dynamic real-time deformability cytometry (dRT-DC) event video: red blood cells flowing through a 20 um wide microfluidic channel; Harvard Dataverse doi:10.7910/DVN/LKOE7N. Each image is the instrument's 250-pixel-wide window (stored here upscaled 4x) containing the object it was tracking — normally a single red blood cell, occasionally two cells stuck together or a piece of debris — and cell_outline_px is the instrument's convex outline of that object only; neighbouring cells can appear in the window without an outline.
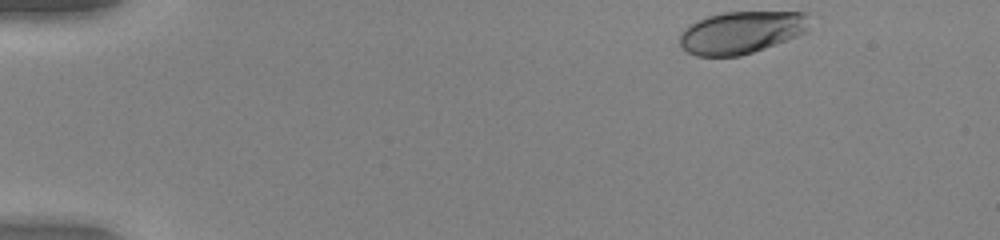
{"species": "human", "species_latin": "Homo sapiens", "temperature_condition": "warm", "stored_images_in_passage": 46, "camera_frame_rate_fps": 3000, "um_per_image_px": 0.085, "donor": {"sex": "female"}, "frame": {"image": 1, "passage_image": 1, "time_ms": 0.0, "image_size_px": [1000, 240], "cell_outline_px": [[820, 16], [804, 32], [796, 36], [764, 48], [740, 56], [696, 56], [688, 52], [680, 44], [680, 32], [688, 24], [708, 16], [724, 12], [808, 12]], "centroid_in_image_um": [63.11, 2.72], "position_along_channel_um": 21.9, "area_um2": 32.54}}
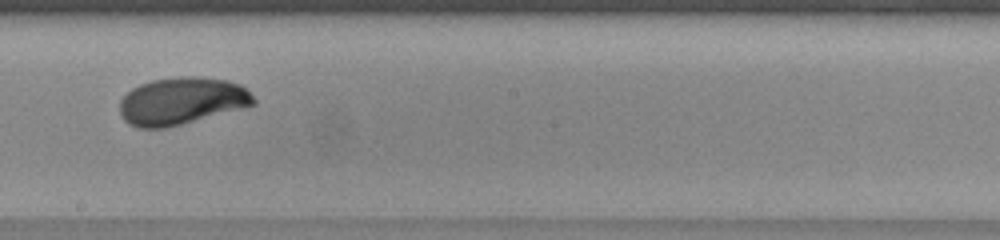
{"frame": {"image": 2, "passage_image": 25, "time_ms": 8.0, "image_size_px": [1000, 240], "cell_outline_px": [[256, 104], [244, 108], [164, 128], [136, 128], [128, 124], [124, 120], [120, 112], [120, 100], [132, 88], [140, 84], [152, 80], [180, 76], [192, 76], [228, 80], [240, 84], [256, 100]], "centroid_in_image_um": [15.43, 8.58], "position_along_channel_um": 232.8, "area_um2": 36.82}}
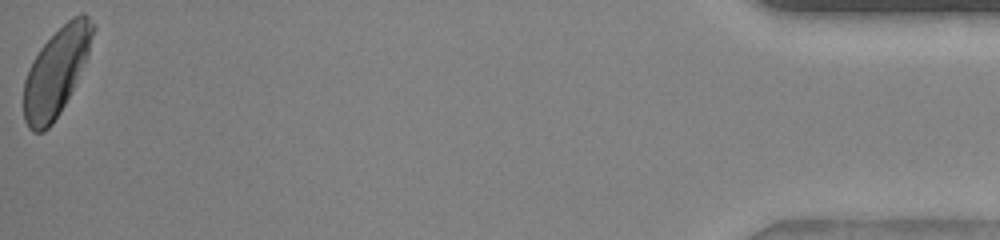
{"frame": {"image": 3, "passage_image": 46, "time_ms": 15.0, "image_size_px": [1000, 240], "cell_outline_px": [[96, 28], [88, 52], [72, 88], [60, 112], [52, 124], [44, 132], [32, 132], [28, 128], [24, 120], [24, 80], [28, 68], [32, 60], [40, 48], [72, 16], [80, 12], [84, 12], [96, 24]], "centroid_in_image_um": [4.76, 6.09], "position_along_channel_um": 430.4, "area_um2": 34.85}, "authors_computed_cell_mechanics": {"area_um2": 35.4025, "velocity_mm_per_s": 4.0612, "shape_relaxation_time_tau1_ms": 2.679, "shape_relaxation_time_tau2_ms": null, "deformation_change_tau1": 0.1493, "deformation_change_tau2": null}}